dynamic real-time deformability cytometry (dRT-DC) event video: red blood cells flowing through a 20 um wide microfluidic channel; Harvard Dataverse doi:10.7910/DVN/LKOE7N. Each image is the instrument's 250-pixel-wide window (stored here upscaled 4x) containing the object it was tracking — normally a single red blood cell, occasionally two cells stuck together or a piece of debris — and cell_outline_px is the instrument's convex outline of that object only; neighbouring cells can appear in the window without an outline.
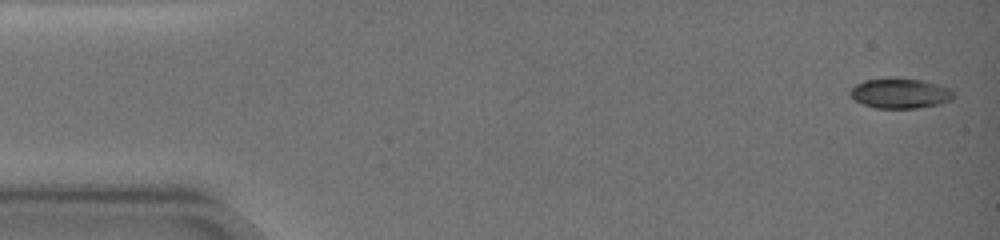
{"species": "common noctule bat (a hibernating species)", "species_latin": "Nyctalus noctula", "temperature_condition": "warm", "stored_images_in_passage": 22, "camera_frame_rate_fps": 3000, "um_per_image_px": 0.085, "animal": {"sex": "female", "body_mass_g": 19.0, "forearm_length_mm": 51.5}, "frame": {"image": 1, "passage_image": 1, "time_ms": 0.0, "image_size_px": [1000, 240], "cell_outline_px": [[952, 100], [940, 104], [916, 108], [876, 108], [864, 104], [856, 100], [848, 92], [856, 84], [864, 80], [888, 76], [896, 76], [924, 80], [940, 84], [952, 88]], "centroid_in_image_um": [76.53, 7.89], "position_along_channel_um": 8.5, "area_um2": 18.61}}
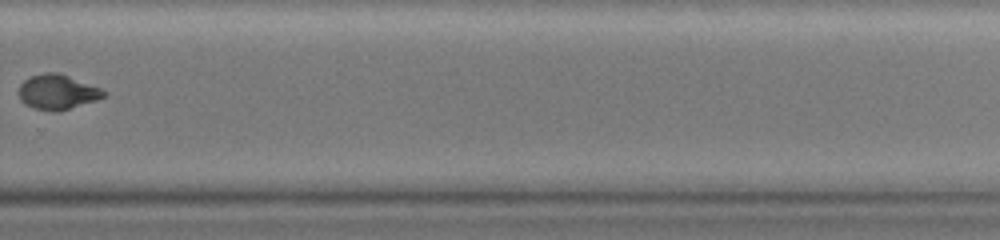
{"frame": {"image": 2, "passage_image": 18, "time_ms": 12.667, "image_size_px": [1000, 240], "cell_outline_px": [[108, 92], [104, 96], [96, 100], [56, 112], [52, 112], [32, 108], [24, 104], [20, 100], [20, 84], [24, 80], [32, 76], [44, 72], [56, 72], [104, 88]], "centroid_in_image_um": [4.9, 7.82], "position_along_channel_um": 324.9, "area_um2": 17.34}}
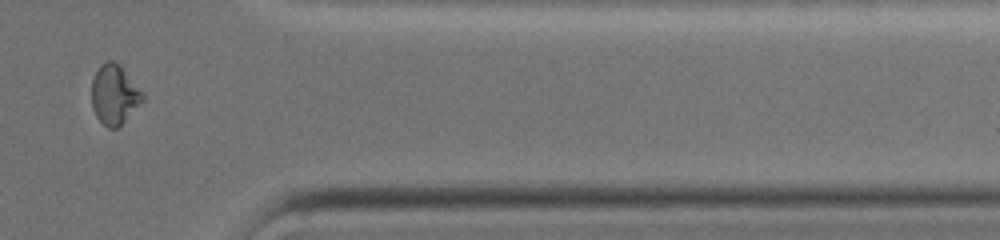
{"frame": {"image": 3, "passage_image": 20, "time_ms": 15.0, "image_size_px": [1000, 240], "cell_outline_px": [[144, 100], [116, 128], [108, 128], [96, 116], [92, 108], [92, 80], [100, 64], [108, 60], [112, 60], [120, 64], [144, 96]], "centroid_in_image_um": [9.69, 8.01], "position_along_channel_um": 401.7, "area_um2": 17.34}}